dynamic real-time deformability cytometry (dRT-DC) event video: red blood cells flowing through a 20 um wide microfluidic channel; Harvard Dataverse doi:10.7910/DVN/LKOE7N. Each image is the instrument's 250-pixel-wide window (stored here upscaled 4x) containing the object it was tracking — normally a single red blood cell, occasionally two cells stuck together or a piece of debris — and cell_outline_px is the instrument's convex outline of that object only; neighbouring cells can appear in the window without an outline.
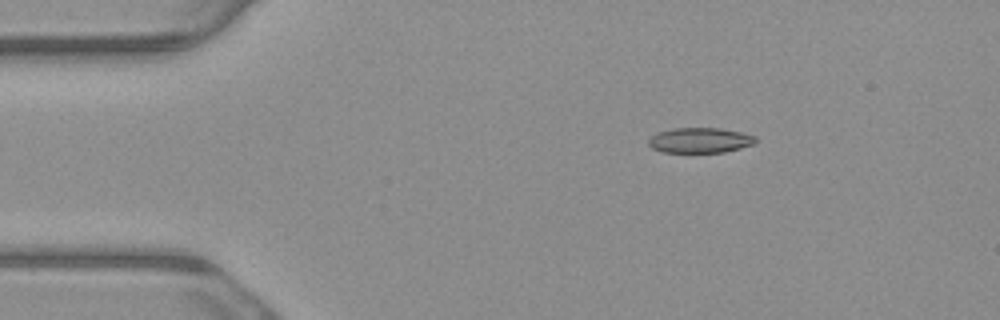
{"species": "common noctule bat (a hibernating species)", "species_latin": "Nyctalus noctula", "temperature_condition": "warm", "stored_images_in_passage": 5, "segment_of_instrument_passage": [2, 2], "camera_frame_rate_fps": 3000, "um_per_image_px": 0.085, "animal": {"sex": "male", "body_mass_g": 23.1, "forearm_length_mm": 52.7}, "frame": {"image": 1, "passage_image": 5, "time_ms": 1.333, "image_size_px": [1000, 320], "cell_outline_px": [[756, 144], [724, 152], [660, 152], [652, 148], [648, 144], [648, 140], [652, 136], [660, 132], [672, 128], [720, 128], [740, 132], [756, 136]], "centroid_in_image_um": [59.51, 11.93], "position_along_channel_um": 25.5, "area_um2": 15.72}}